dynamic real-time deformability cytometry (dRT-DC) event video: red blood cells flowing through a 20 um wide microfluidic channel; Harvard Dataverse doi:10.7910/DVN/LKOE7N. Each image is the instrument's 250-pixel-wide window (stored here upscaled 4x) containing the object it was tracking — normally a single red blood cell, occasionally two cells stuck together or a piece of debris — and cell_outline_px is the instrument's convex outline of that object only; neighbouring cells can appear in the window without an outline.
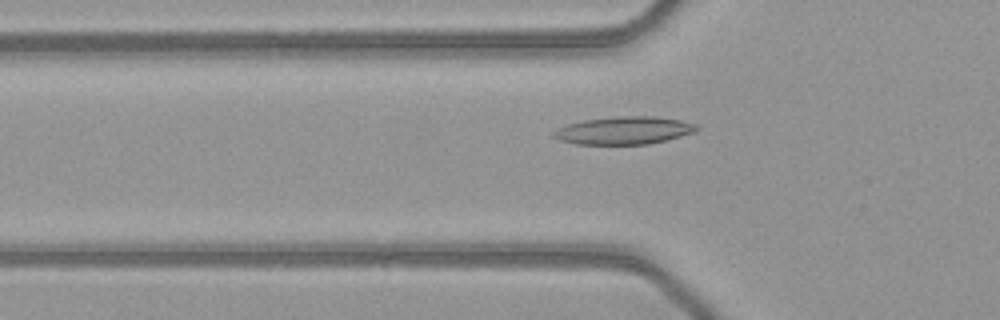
{"species": "common noctule bat (a hibernating species)", "species_latin": "Nyctalus noctula", "temperature_condition": "warm", "stored_images_in_passage": 51, "camera_frame_rate_fps": 3000, "um_per_image_px": 0.085, "animal": {"sex": "female", "body_mass_g": 21.9}, "frame": {"image": 1, "passage_image": 18, "time_ms": 5.667, "image_size_px": [1000, 320], "cell_outline_px": [[700, 128], [692, 132], [668, 140], [648, 144], [576, 144], [560, 140], [552, 136], [552, 132], [556, 128], [568, 124], [584, 120], [616, 116], [656, 116], [680, 120], [696, 124]], "centroid_in_image_um": [53.02, 11.08], "position_along_channel_um": 72.8, "area_um2": 23.12}}
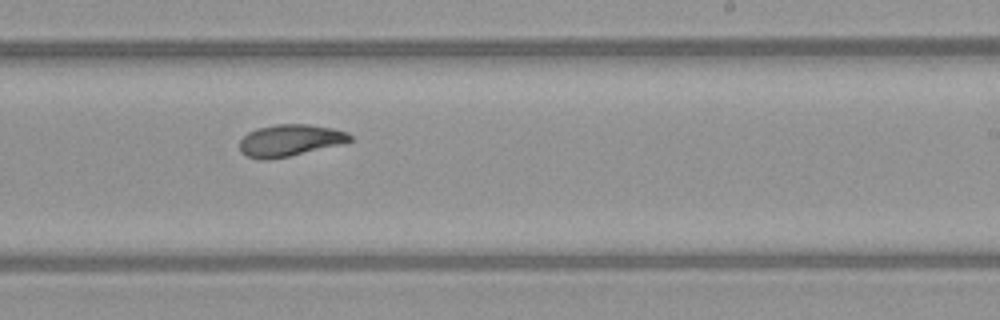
{"frame": {"image": 2, "passage_image": 32, "time_ms": 10.333, "image_size_px": [1000, 320], "cell_outline_px": [[352, 140], [340, 144], [288, 156], [268, 160], [260, 160], [248, 156], [240, 152], [240, 140], [248, 132], [256, 128], [276, 124], [308, 124], [332, 128], [348, 132], [352, 136]], "centroid_in_image_um": [24.61, 11.92], "position_along_channel_um": 264.4, "area_um2": 20.35}}
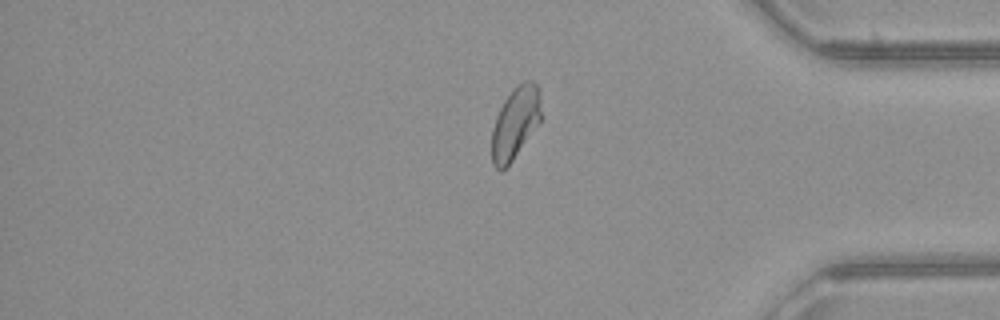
{"frame": {"image": 3, "passage_image": 43, "time_ms": 14.0, "image_size_px": [1000, 320], "cell_outline_px": [[540, 120], [512, 160], [500, 172], [492, 164], [492, 128], [496, 116], [504, 100], [512, 88], [516, 84], [524, 80], [532, 80], [536, 84], [540, 96]], "centroid_in_image_um": [43.77, 10.41], "position_along_channel_um": 391.4, "area_um2": 20.4}, "authors_computed_cell_mechanics": {"area_um2": 21.2126, "velocity_mm_per_s": 4.0845, "shape_relaxation_time_tau1_ms": 7.9424, "shape_relaxation_time_tau2_ms": 2.4608, "deformation_change_tau1": 0.1978, "deformation_change_tau2": 0.0815}}